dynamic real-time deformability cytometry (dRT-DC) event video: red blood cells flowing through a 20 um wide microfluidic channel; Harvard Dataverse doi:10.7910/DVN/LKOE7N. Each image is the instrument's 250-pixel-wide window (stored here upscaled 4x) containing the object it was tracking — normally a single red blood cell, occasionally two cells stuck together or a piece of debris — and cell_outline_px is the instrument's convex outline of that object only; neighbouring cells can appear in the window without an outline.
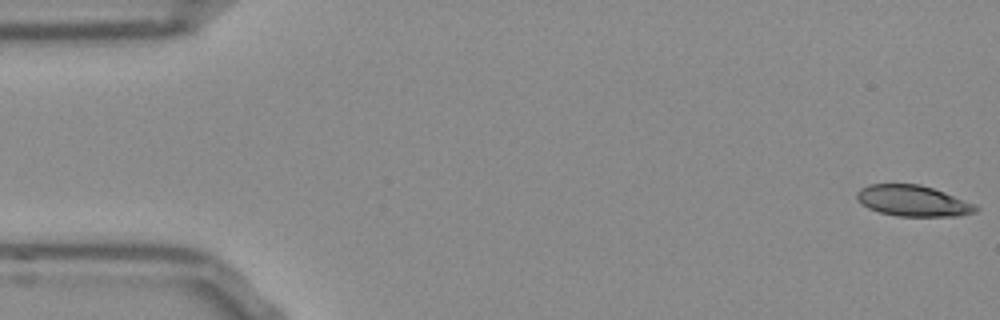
{"species": "Egyptian fruit bat (a non-hibernating species)", "species_latin": "Rousettus aegyptiacus", "temperature_condition": "room temperature", "stored_images_in_passage": 53, "camera_frame_rate_fps": 3000, "um_per_image_px": 0.085, "frame": {"image": 1, "passage_image": 1, "time_ms": 0.0, "image_size_px": [1000, 320], "cell_outline_px": [[980, 208], [976, 212], [960, 216], [896, 216], [880, 212], [868, 208], [856, 200], [856, 192], [860, 188], [868, 184], [920, 184], [944, 192], [976, 204]], "centroid_in_image_um": [77.6, 17.07], "position_along_channel_um": 7.4, "area_um2": 21.62}}
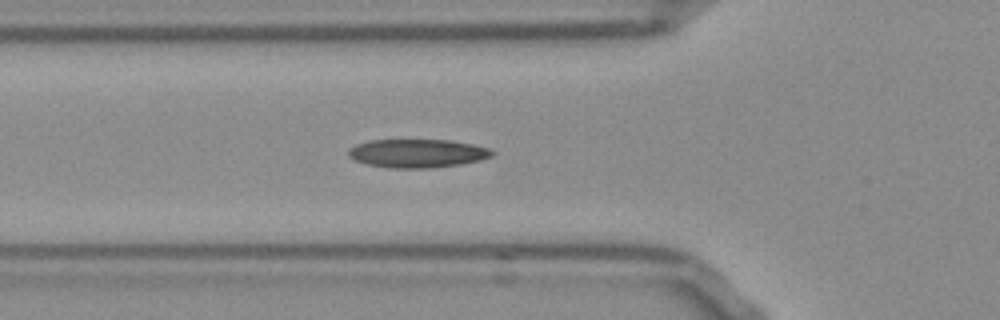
{"frame": {"image": 2, "passage_image": 18, "time_ms": 5.667, "image_size_px": [1000, 320], "cell_outline_px": [[496, 152], [492, 156], [480, 160], [460, 164], [428, 168], [388, 168], [368, 164], [356, 160], [348, 156], [348, 148], [356, 144], [372, 140], [448, 140], [472, 144], [488, 148]], "centroid_in_image_um": [35.47, 13.03], "position_along_channel_um": 90.3, "area_um2": 23.76}}
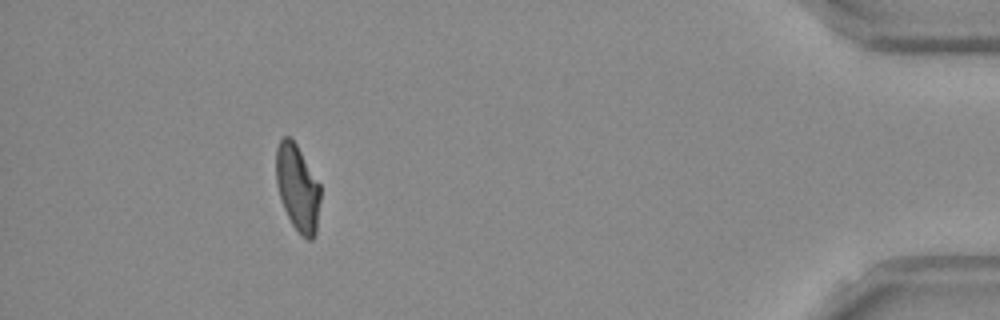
{"frame": {"image": 3, "passage_image": 48, "time_ms": 15.667, "image_size_px": [1000, 320], "cell_outline_px": [[320, 200], [316, 232], [312, 240], [308, 240], [292, 224], [284, 208], [280, 196], [276, 180], [276, 148], [280, 140], [284, 136], [288, 136], [296, 144], [320, 184]], "centroid_in_image_um": [25.3, 15.95], "position_along_channel_um": 409.9, "area_um2": 21.96}, "authors_computed_cell_mechanics": {"area_um2": 23.0044, "velocity_mm_per_s": 3.8179, "shape_relaxation_time_tau1_ms": null, "shape_relaxation_time_tau2_ms": 2.4696, "deformation_change_tau1": null, "deformation_change_tau2": 0.1014}}